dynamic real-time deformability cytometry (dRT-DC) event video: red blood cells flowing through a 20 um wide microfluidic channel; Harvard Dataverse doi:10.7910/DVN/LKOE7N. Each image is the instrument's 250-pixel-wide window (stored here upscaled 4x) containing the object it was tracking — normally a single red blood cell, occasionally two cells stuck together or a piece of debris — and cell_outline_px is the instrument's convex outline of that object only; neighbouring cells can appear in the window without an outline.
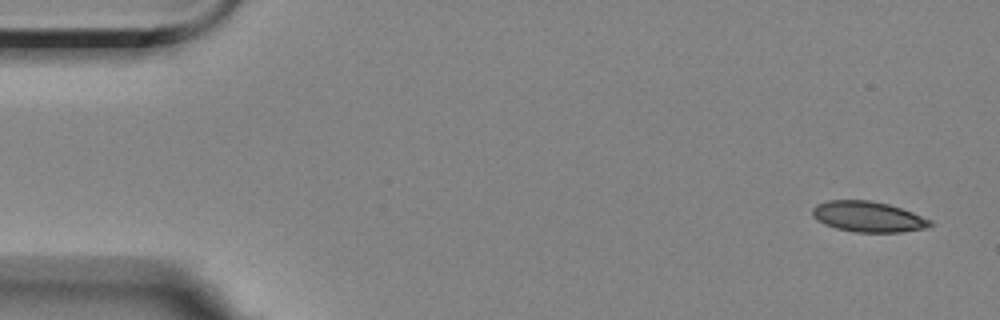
{"species": "Egyptian fruit bat (a non-hibernating species)", "species_latin": "Rousettus aegyptiacus", "temperature_condition": "room temperature", "stored_images_in_passage": 9, "camera_frame_rate_fps": 3000, "um_per_image_px": 0.085, "animal": {"sex": "female"}, "frame": {"image": 1, "passage_image": 1, "time_ms": 0.0, "image_size_px": [1000, 320], "cell_outline_px": [[932, 224], [924, 228], [900, 232], [856, 232], [836, 228], [824, 224], [816, 220], [812, 216], [812, 208], [816, 204], [828, 200], [872, 200], [888, 204], [912, 212], [932, 220]], "centroid_in_image_um": [73.74, 18.41], "position_along_channel_um": 11.3, "area_um2": 20.98}}
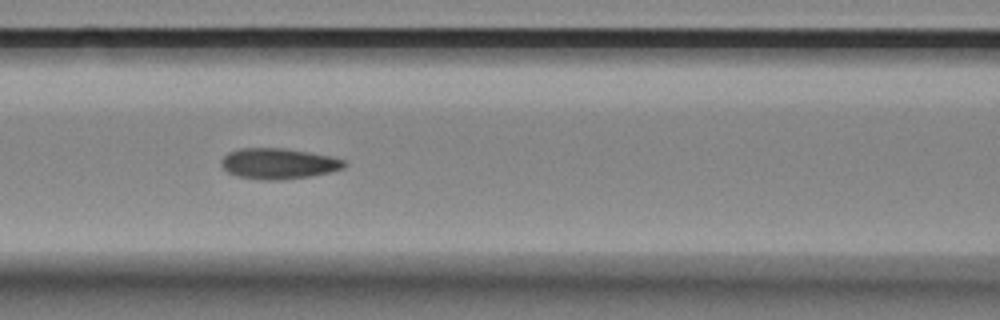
{"frame": {"image": 2, "passage_image": 7, "time_ms": 7.0, "image_size_px": [1000, 320], "cell_outline_px": [[348, 164], [344, 168], [328, 172], [308, 176], [280, 180], [264, 180], [236, 176], [228, 172], [220, 164], [220, 160], [228, 152], [240, 148], [284, 148], [332, 156], [344, 160]], "centroid_in_image_um": [23.65, 13.9], "position_along_channel_um": 142.9, "area_um2": 22.02}}
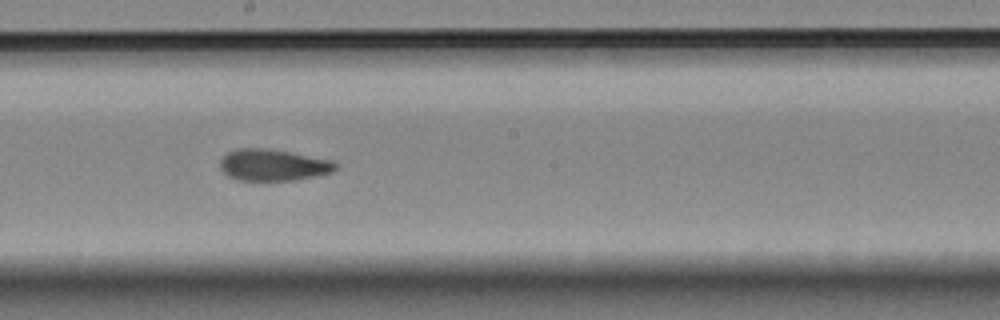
{"frame": {"image": 3, "passage_image": 9, "time_ms": 9.333, "image_size_px": [1000, 320], "cell_outline_px": [[340, 164], [332, 172], [316, 176], [296, 180], [264, 184], [236, 180], [228, 176], [220, 168], [220, 160], [228, 152], [236, 148], [264, 148], [288, 152], [332, 160]], "centroid_in_image_um": [23.19, 14.08], "position_along_channel_um": 225.0, "area_um2": 22.08}}